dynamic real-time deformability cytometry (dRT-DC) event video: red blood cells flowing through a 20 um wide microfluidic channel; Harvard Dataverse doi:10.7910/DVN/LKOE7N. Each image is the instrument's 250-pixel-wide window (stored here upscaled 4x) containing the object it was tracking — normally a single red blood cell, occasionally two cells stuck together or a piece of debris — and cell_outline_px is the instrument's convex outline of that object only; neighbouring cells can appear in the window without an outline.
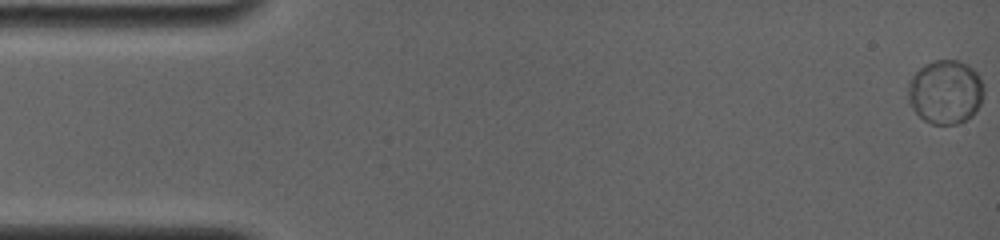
{"species": "common noctule bat (a hibernating species)", "species_latin": "Nyctalus noctula", "temperature_condition": "room temperature", "stored_images_in_passage": 7, "camera_frame_rate_fps": 4000, "um_per_image_px": 0.085, "animal": {"sex": "female", "body_mass_g": 19.0, "forearm_length_mm": 56.7}, "frame": {"image": 1, "passage_image": 1, "time_ms": 0.0, "image_size_px": [1000, 240], "cell_outline_px": [[984, 96], [976, 112], [972, 116], [956, 124], [932, 124], [924, 120], [912, 108], [908, 100], [908, 84], [912, 76], [924, 64], [936, 60], [956, 60], [972, 68], [976, 72], [984, 88]], "centroid_in_image_um": [80.36, 7.83], "position_along_channel_um": 4.6, "area_um2": 28.15}}
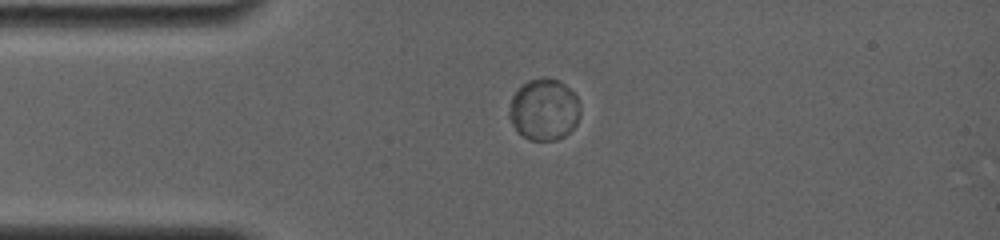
{"frame": {"image": 2, "passage_image": 6, "time_ms": 4.0, "image_size_px": [1000, 240], "cell_outline_px": [[580, 116], [576, 124], [564, 136], [556, 140], [528, 140], [512, 124], [508, 116], [508, 112], [512, 96], [528, 80], [544, 76], [560, 80], [580, 100]], "centroid_in_image_um": [46.26, 9.3], "position_along_channel_um": 38.7, "area_um2": 25.55}}